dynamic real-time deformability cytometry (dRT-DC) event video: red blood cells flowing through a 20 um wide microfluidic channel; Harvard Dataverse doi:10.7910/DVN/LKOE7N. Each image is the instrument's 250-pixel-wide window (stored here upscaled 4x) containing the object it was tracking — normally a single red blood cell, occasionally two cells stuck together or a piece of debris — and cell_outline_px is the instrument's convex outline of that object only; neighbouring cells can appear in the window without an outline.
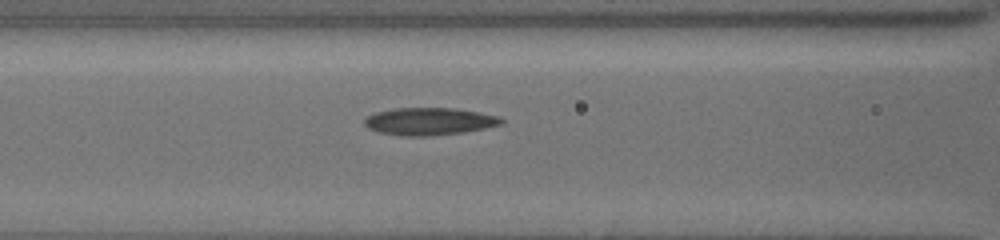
{"species": "common noctule bat (a hibernating species)", "species_latin": "Nyctalus noctula", "temperature_condition": "cold", "stored_images_in_passage": 8, "camera_frame_rate_fps": 3000, "um_per_image_px": 0.085, "animal": {"sex": "female", "body_mass_g": 19.5, "forearm_length_mm": 54.1}, "frame": {"image": 1, "passage_image": 4, "time_ms": 2.333, "image_size_px": [1000, 240], "cell_outline_px": [[504, 120], [500, 124], [484, 128], [464, 132], [424, 136], [404, 136], [380, 132], [368, 128], [364, 124], [364, 120], [368, 116], [376, 112], [396, 108], [452, 108], [500, 116]], "centroid_in_image_um": [36.47, 10.31], "position_along_channel_um": 130.1, "area_um2": 21.56}}
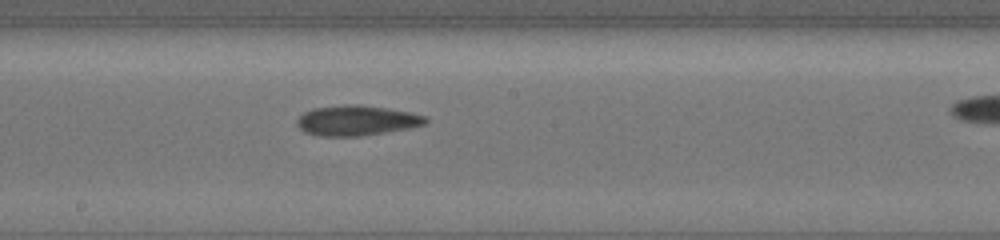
{"frame": {"image": 2, "passage_image": 7, "time_ms": 4.667, "image_size_px": [1000, 240], "cell_outline_px": [[428, 120], [424, 124], [408, 128], [360, 136], [320, 136], [304, 132], [296, 124], [296, 120], [304, 112], [312, 108], [344, 104], [360, 104], [388, 108], [428, 116]], "centroid_in_image_um": [30.28, 10.23], "position_along_channel_um": 217.9, "area_um2": 22.66}}